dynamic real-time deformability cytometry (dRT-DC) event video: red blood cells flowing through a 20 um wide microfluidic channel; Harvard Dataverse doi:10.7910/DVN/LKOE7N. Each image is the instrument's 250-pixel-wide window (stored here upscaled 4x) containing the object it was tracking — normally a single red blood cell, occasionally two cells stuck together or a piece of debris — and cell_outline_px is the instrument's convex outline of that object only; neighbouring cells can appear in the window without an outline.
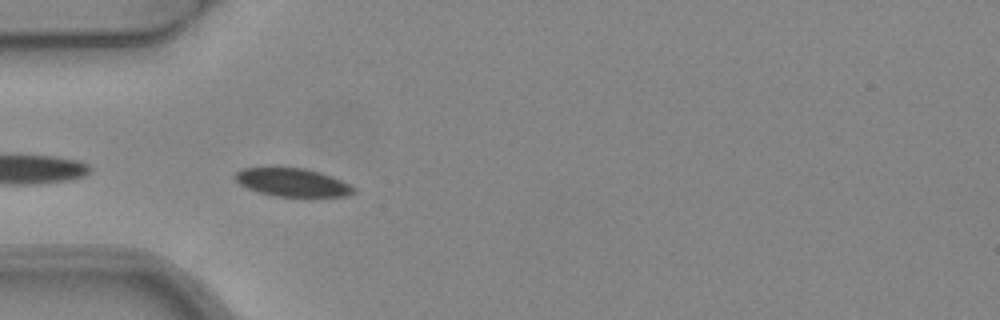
{"species": "common noctule bat (a hibernating species)", "species_latin": "Nyctalus noctula", "temperature_condition": "warm", "stored_images_in_passage": 6, "camera_frame_rate_fps": 3000, "um_per_image_px": 0.085, "animal": {"sex": "female", "body_mass_g": 24.6, "forearm_length_mm": 56.2}, "frame": {"image": 1, "passage_image": 4, "time_ms": 1.0, "image_size_px": [1000, 320], "cell_outline_px": [[356, 192], [348, 196], [312, 200], [276, 196], [260, 192], [248, 188], [240, 184], [232, 176], [236, 172], [244, 168], [276, 164], [304, 168], [320, 172], [332, 176], [356, 188]], "centroid_in_image_um": [24.89, 15.51], "position_along_channel_um": 60.1, "area_um2": 21.15}}
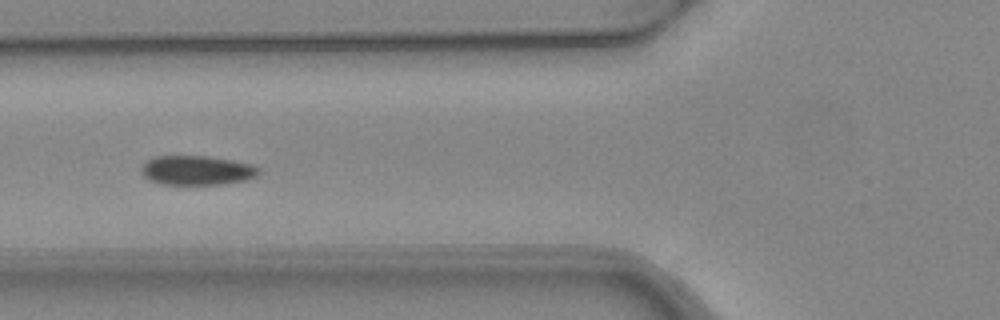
{"frame": {"image": 2, "passage_image": 5, "time_ms": 1.333, "image_size_px": [1000, 320], "cell_outline_px": [[260, 172], [256, 176], [244, 180], [220, 184], [160, 184], [148, 180], [140, 172], [140, 168], [148, 160], [156, 156], [208, 156], [232, 160], [252, 164], [260, 168]], "centroid_in_image_um": [16.72, 14.47], "position_along_channel_um": 109.1, "area_um2": 20.11}}
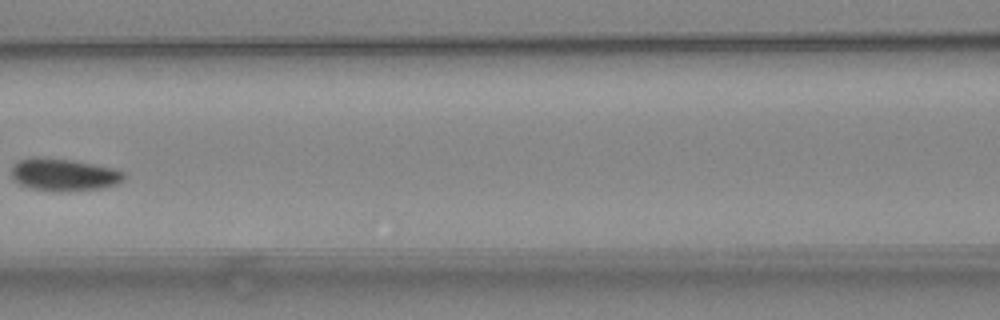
{"frame": {"image": 3, "passage_image": 6, "time_ms": 1.667, "image_size_px": [1000, 320], "cell_outline_px": [[124, 180], [116, 184], [100, 188], [68, 192], [56, 192], [28, 188], [12, 180], [12, 164], [16, 160], [32, 156], [44, 156], [72, 160], [96, 164], [116, 168], [124, 172]], "centroid_in_image_um": [5.38, 14.83], "position_along_channel_um": 161.2, "area_um2": 21.96}}